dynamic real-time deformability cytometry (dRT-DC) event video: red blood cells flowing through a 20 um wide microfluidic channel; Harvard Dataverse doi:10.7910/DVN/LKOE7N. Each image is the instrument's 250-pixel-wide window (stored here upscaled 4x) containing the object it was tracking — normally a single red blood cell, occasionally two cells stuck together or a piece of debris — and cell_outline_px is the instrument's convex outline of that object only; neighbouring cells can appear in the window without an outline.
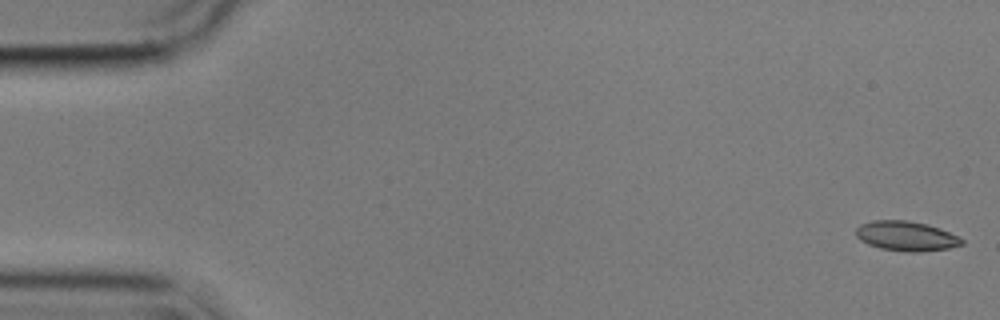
{"species": "common noctule bat (a hibernating species)", "species_latin": "Nyctalus noctula", "temperature_condition": "cold", "stored_images_in_passage": 55, "camera_frame_rate_fps": 3000, "um_per_image_px": 0.085, "animal": {"sex": "male", "body_mass_g": 17.9}, "frame": {"image": 1, "passage_image": 1, "time_ms": 0.0, "image_size_px": [1000, 320], "cell_outline_px": [[964, 244], [948, 248], [920, 252], [904, 252], [880, 248], [868, 244], [860, 240], [856, 236], [856, 228], [860, 224], [872, 220], [908, 220], [928, 224], [940, 228], [960, 236], [964, 240]], "centroid_in_image_um": [77.04, 20.06], "position_along_channel_um": 8.0, "area_um2": 18.61}}
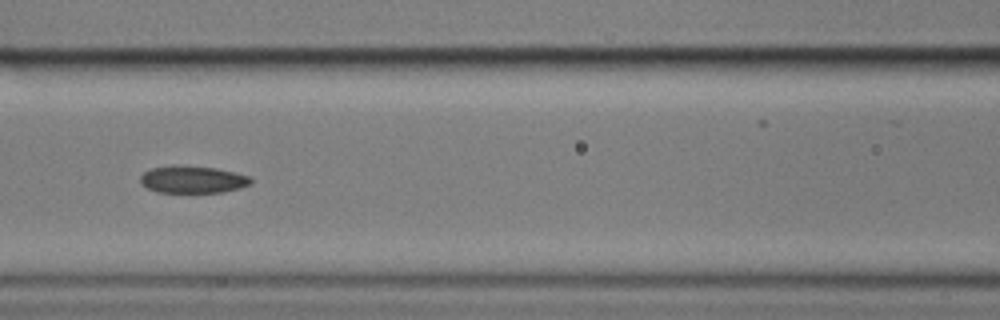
{"frame": {"image": 2, "passage_image": 24, "time_ms": 7.667, "image_size_px": [1000, 320], "cell_outline_px": [[252, 184], [240, 188], [224, 192], [156, 192], [140, 184], [140, 176], [144, 172], [152, 168], [172, 164], [176, 164], [216, 168], [248, 176], [252, 180]], "centroid_in_image_um": [16.34, 15.25], "position_along_channel_um": 150.3, "area_um2": 17.69}}
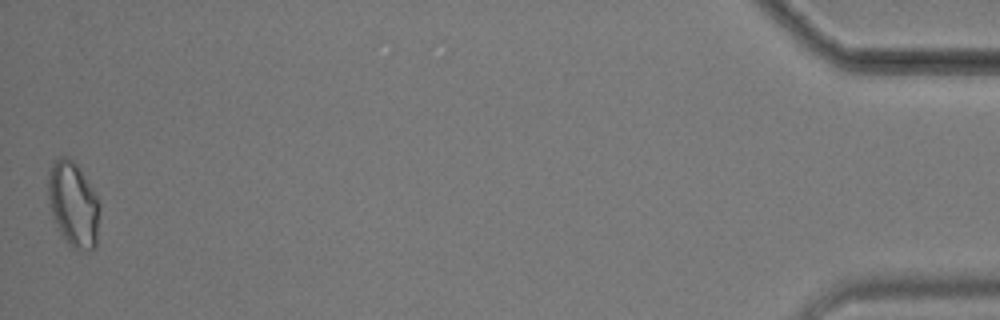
{"frame": {"image": 3, "passage_image": 55, "time_ms": 18.0, "image_size_px": [1000, 320], "cell_outline_px": [[100, 212], [96, 248], [92, 252], [80, 252], [72, 248], [68, 244], [60, 232], [52, 216], [48, 196], [48, 172], [52, 164], [60, 156], [68, 156], [80, 168], [92, 188], [100, 204]], "centroid_in_image_um": [6.26, 17.42], "position_along_channel_um": 428.9, "area_um2": 26.01}}